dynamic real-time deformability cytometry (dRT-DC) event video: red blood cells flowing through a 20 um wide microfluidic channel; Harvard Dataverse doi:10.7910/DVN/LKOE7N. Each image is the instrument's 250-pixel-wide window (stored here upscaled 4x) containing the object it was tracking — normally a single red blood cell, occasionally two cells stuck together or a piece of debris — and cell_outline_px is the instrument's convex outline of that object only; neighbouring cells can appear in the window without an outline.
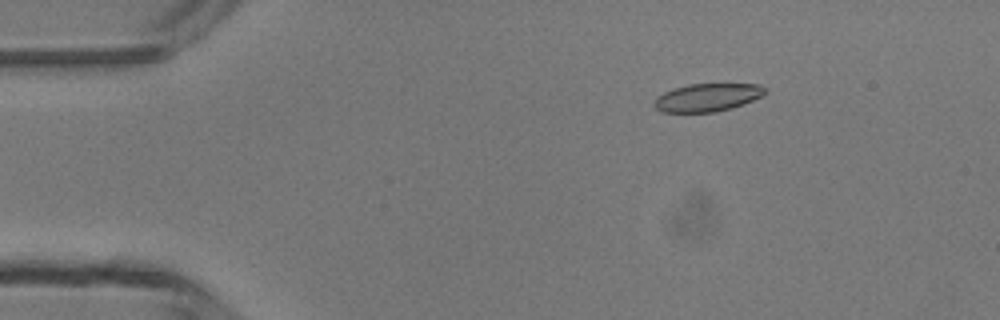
{"species": "common noctule bat (a hibernating species)", "species_latin": "Nyctalus noctula", "temperature_condition": "room temperature", "stored_images_in_passage": 5, "camera_frame_rate_fps": 3000, "um_per_image_px": 0.085, "animal": {"sex": "male", "body_mass_g": 13.3}, "frame": {"image": 1, "passage_image": 2, "time_ms": 1.333, "image_size_px": [1000, 320], "cell_outline_px": [[768, 92], [744, 104], [732, 108], [716, 112], [664, 112], [656, 108], [652, 104], [656, 96], [664, 92], [688, 84], [760, 84]], "centroid_in_image_um": [60.11, 8.28], "position_along_channel_um": 24.9, "area_um2": 18.03}}